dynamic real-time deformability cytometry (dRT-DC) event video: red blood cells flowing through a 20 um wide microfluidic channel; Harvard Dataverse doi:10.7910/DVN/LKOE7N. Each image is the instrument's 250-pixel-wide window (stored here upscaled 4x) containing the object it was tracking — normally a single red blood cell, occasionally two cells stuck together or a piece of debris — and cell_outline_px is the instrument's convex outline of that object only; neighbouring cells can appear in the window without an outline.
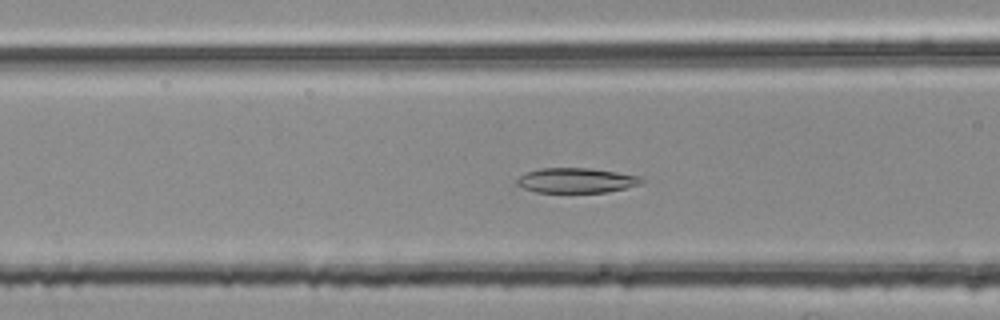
{"species": "common noctule bat (a hibernating species)", "species_latin": "Nyctalus noctula", "temperature_condition": "room temperature", "stored_images_in_passage": 40, "camera_frame_rate_fps": 3000, "um_per_image_px": 0.085, "animal": {"sex": "female", "body_mass_g": 25.1}, "frame": {"image": 1, "passage_image": 9, "time_ms": 2.667, "image_size_px": [1000, 320], "cell_outline_px": [[644, 180], [640, 184], [608, 192], [536, 192], [520, 188], [516, 184], [516, 180], [524, 172], [540, 168], [592, 168], [644, 176]], "centroid_in_image_um": [48.97, 15.32], "position_along_channel_um": 117.6, "area_um2": 18.38}}
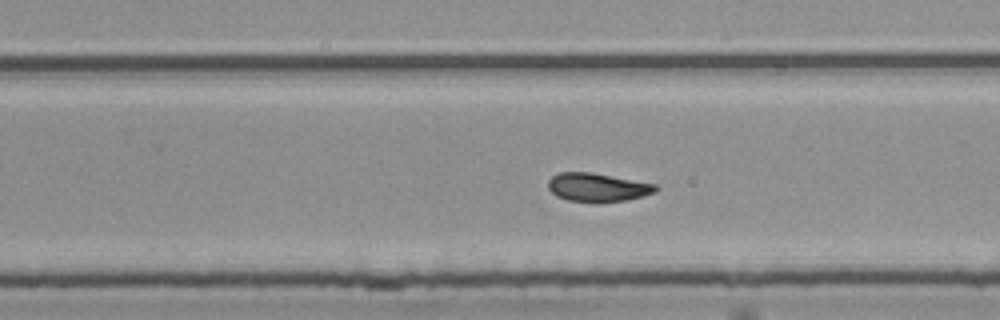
{"frame": {"image": 2, "passage_image": 22, "time_ms": 7.0, "image_size_px": [1000, 320], "cell_outline_px": [[656, 192], [644, 196], [624, 200], [568, 200], [556, 196], [548, 188], [548, 180], [552, 176], [560, 172], [592, 172], [656, 184]], "centroid_in_image_um": [50.77, 15.88], "position_along_channel_um": 279.0, "area_um2": 17.34}}
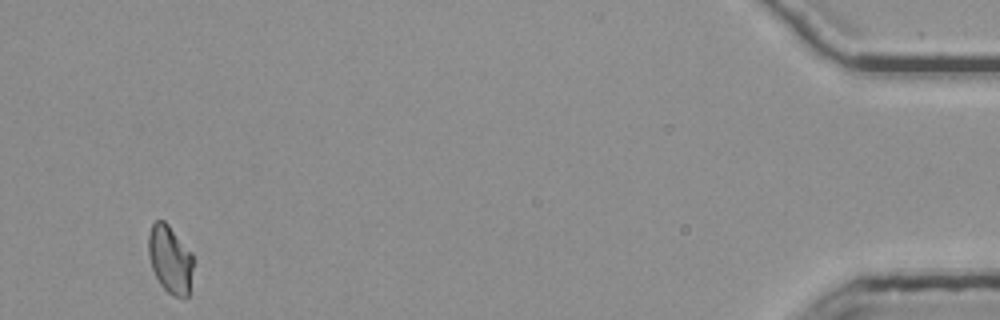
{"frame": {"image": 3, "passage_image": 40, "time_ms": 13.0, "image_size_px": [1000, 320], "cell_outline_px": [[192, 268], [188, 296], [184, 300], [172, 296], [160, 284], [152, 268], [148, 252], [148, 236], [152, 224], [156, 220], [164, 220], [168, 224], [192, 252]], "centroid_in_image_um": [14.46, 22.05], "position_along_channel_um": 420.7, "area_um2": 17.74}, "authors_computed_cell_mechanics": {"area_um2": 18.1492, "velocity_mm_per_s": 3.7308, "shape_relaxation_time_tau1_ms": 6.0288, "shape_relaxation_time_tau2_ms": 2.0522, "deformation_change_tau1": 0.167, "deformation_change_tau2": 0.0713}}